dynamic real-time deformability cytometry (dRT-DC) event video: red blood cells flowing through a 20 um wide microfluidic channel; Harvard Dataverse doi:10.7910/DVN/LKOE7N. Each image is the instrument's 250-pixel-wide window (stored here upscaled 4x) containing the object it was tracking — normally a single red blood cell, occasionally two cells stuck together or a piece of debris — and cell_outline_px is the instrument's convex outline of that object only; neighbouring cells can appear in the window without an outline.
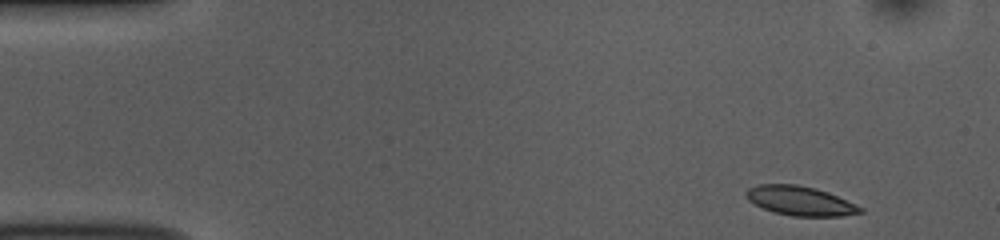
{"species": "common noctule bat (a hibernating species)", "species_latin": "Nyctalus noctula", "temperature_condition": "room temperature", "stored_images_in_passage": 9, "camera_frame_rate_fps": 3000, "um_per_image_px": 0.085, "animal": {"sex": "female", "body_mass_g": 10.0, "forearm_length_mm": 53.1}, "frame": {"image": 1, "passage_image": 1, "time_ms": 0.0, "image_size_px": [1000, 240], "cell_outline_px": [[864, 212], [840, 216], [792, 216], [776, 212], [764, 208], [748, 200], [744, 192], [748, 188], [760, 184], [796, 184], [816, 188], [828, 192], [864, 208]], "centroid_in_image_um": [68.02, 17.06], "position_along_channel_um": 17.0, "area_um2": 19.36}}